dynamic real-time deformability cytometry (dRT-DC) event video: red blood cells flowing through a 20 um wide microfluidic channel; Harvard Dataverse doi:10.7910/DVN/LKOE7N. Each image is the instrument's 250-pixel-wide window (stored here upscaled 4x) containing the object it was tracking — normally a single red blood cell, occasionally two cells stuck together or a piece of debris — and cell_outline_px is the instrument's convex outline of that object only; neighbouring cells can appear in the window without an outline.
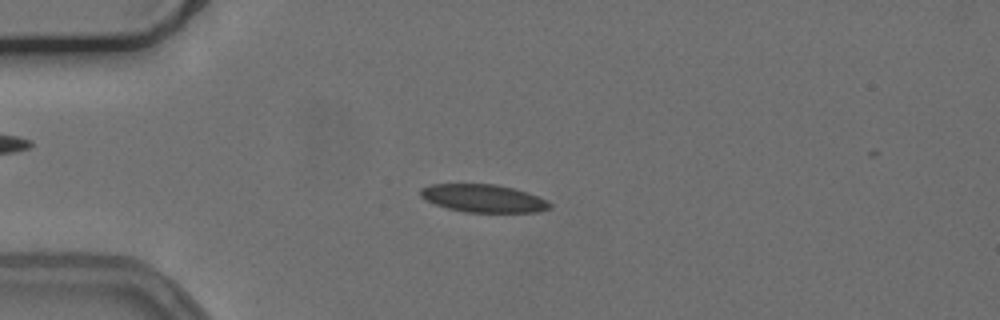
{"species": "common noctule bat (a hibernating species)", "species_latin": "Nyctalus noctula", "temperature_condition": "cold", "stored_images_in_passage": 52, "camera_frame_rate_fps": 3000, "um_per_image_px": 0.085, "animal": {"sex": "female", "body_mass_g": 24.6, "forearm_length_mm": 56.2}, "frame": {"image": 1, "passage_image": 13, "time_ms": 4.0, "image_size_px": [1000, 320], "cell_outline_px": [[552, 208], [536, 212], [464, 212], [448, 208], [436, 204], [420, 196], [420, 188], [432, 184], [496, 184], [512, 188], [548, 200], [552, 204]], "centroid_in_image_um": [41.09, 16.86], "position_along_channel_um": 43.9, "area_um2": 20.81}}
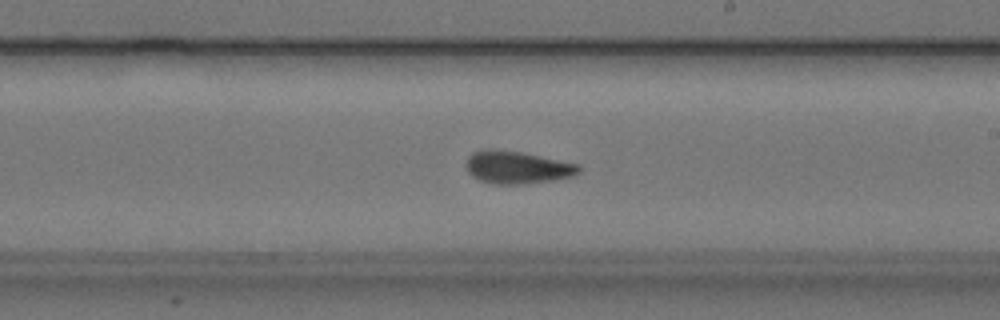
{"frame": {"image": 2, "passage_image": 31, "time_ms": 10.0, "image_size_px": [1000, 320], "cell_outline_px": [[580, 172], [572, 176], [552, 180], [520, 184], [496, 184], [480, 180], [472, 176], [468, 172], [464, 164], [468, 156], [472, 152], [484, 148], [492, 148], [520, 152], [580, 164]], "centroid_in_image_um": [43.91, 14.21], "position_along_channel_um": 245.1, "area_um2": 21.5}}
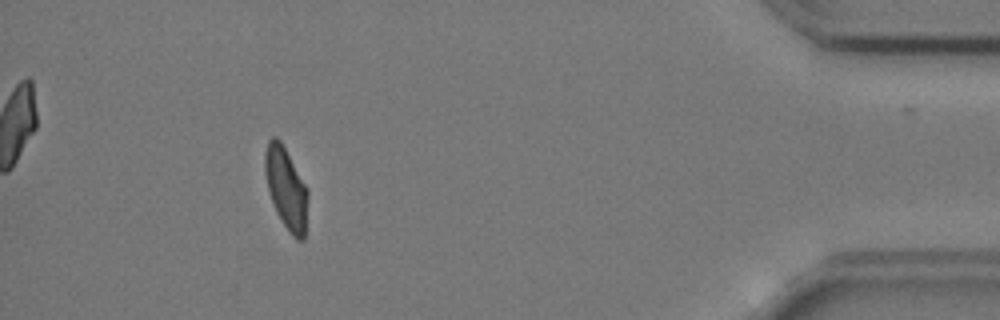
{"frame": {"image": 3, "passage_image": 49, "time_ms": 16.0, "image_size_px": [1000, 320], "cell_outline_px": [[308, 196], [304, 240], [296, 240], [292, 236], [276, 212], [268, 188], [264, 172], [264, 152], [268, 140], [272, 136], [276, 136], [280, 140], [308, 188]], "centroid_in_image_um": [24.32, 15.98], "position_along_channel_um": 410.9, "area_um2": 20.4}}